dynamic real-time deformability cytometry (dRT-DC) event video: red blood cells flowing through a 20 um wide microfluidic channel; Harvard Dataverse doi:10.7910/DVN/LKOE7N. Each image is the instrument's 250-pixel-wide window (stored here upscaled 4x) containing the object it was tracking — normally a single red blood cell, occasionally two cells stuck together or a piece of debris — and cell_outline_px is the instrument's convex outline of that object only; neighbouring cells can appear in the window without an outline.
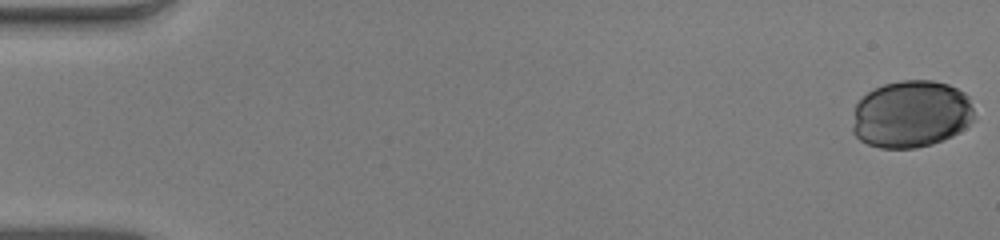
{"species": "human", "species_latin": "Homo sapiens", "temperature_condition": "warm", "stored_images_in_passage": 46, "camera_frame_rate_fps": 3000, "um_per_image_px": 0.085, "donor": {"sex": "male"}, "frame": {"image": 1, "passage_image": 1, "time_ms": 0.0, "image_size_px": [1000, 240], "cell_outline_px": [[976, 120], [960, 132], [952, 136], [932, 144], [916, 148], [880, 148], [868, 144], [860, 140], [852, 132], [852, 128], [856, 104], [868, 92], [884, 84], [900, 80], [932, 80], [948, 84], [964, 92], [968, 96], [976, 116]], "centroid_in_image_um": [77.49, 9.71], "position_along_channel_um": 7.5, "area_um2": 48.15}}
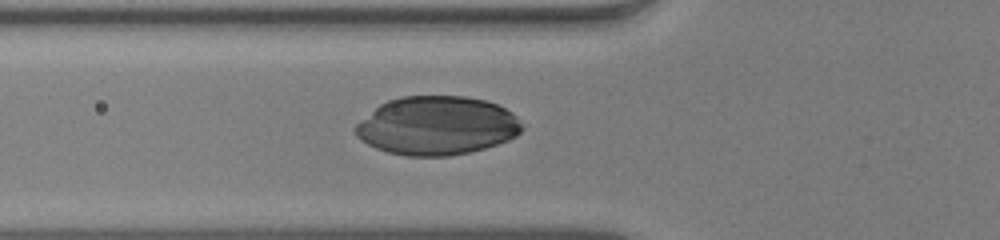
{"frame": {"image": 2, "passage_image": 20, "time_ms": 6.333, "image_size_px": [1000, 240], "cell_outline_px": [[524, 128], [516, 136], [508, 140], [484, 148], [468, 152], [448, 156], [404, 156], [388, 152], [376, 148], [360, 140], [356, 136], [352, 128], [356, 124], [380, 104], [388, 100], [404, 96], [464, 96], [484, 100], [496, 104], [512, 112], [516, 116]], "centroid_in_image_um": [37.11, 10.68], "position_along_channel_um": 88.7, "area_um2": 56.93}}
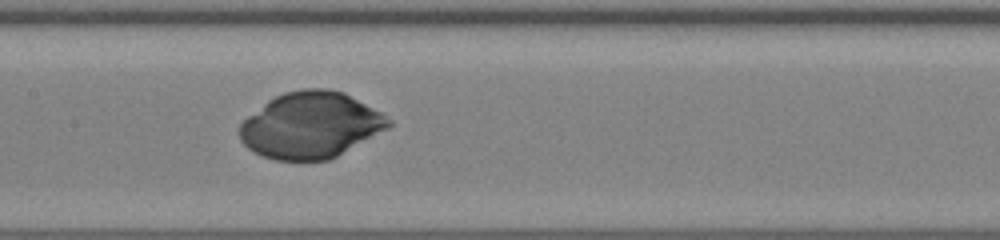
{"frame": {"image": 3, "passage_image": 27, "time_ms": 8.667, "image_size_px": [1000, 240], "cell_outline_px": [[392, 124], [388, 128], [336, 156], [328, 160], [276, 160], [264, 156], [248, 148], [240, 140], [240, 124], [248, 116], [268, 100], [284, 92], [304, 88], [328, 88], [344, 92], [380, 112], [392, 120]], "centroid_in_image_um": [26.4, 10.63], "position_along_channel_um": 181.0, "area_um2": 56.93}}